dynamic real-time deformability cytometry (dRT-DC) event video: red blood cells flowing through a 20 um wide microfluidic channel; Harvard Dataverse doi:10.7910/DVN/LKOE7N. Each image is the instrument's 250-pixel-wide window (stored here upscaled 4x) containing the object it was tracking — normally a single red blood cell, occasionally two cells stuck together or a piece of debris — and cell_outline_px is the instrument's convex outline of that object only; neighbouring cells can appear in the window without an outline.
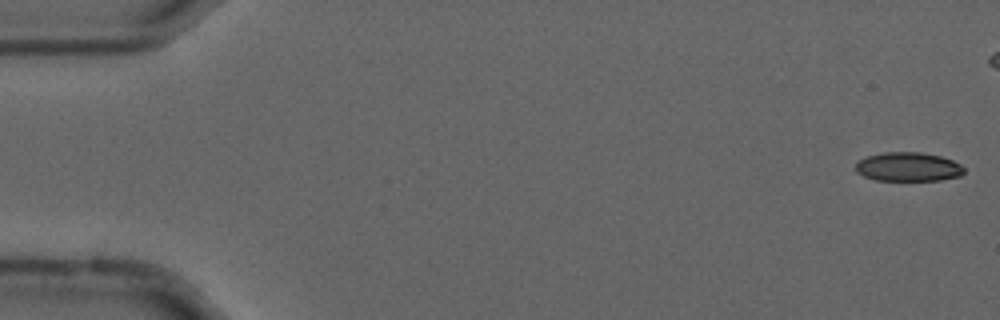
{"species": "common noctule bat (a hibernating species)", "species_latin": "Nyctalus noctula", "temperature_condition": "cold", "stored_images_in_passage": 38, "camera_frame_rate_fps": 3000, "um_per_image_px": 0.085, "animal": {"sex": "male", "forearm_length_mm": 52.5}, "frame": {"image": 1, "passage_image": 1, "time_ms": 0.0, "image_size_px": [1000, 320], "cell_outline_px": [[964, 172], [960, 176], [940, 180], [876, 180], [864, 176], [856, 172], [856, 164], [860, 160], [868, 156], [884, 152], [920, 152], [940, 156], [952, 160], [960, 164], [964, 168]], "centroid_in_image_um": [77.21, 14.18], "position_along_channel_um": 7.8, "area_um2": 18.21}}
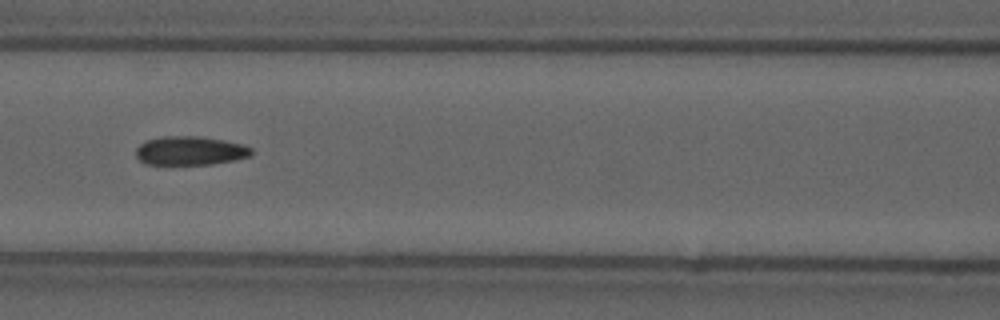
{"frame": {"image": 2, "passage_image": 24, "time_ms": 7.667, "image_size_px": [1000, 320], "cell_outline_px": [[252, 156], [236, 160], [212, 164], [144, 164], [136, 156], [136, 148], [140, 144], [148, 140], [160, 136], [200, 136], [224, 140], [244, 144], [252, 148]], "centroid_in_image_um": [16.2, 12.81], "position_along_channel_um": 150.4, "area_um2": 19.59}}
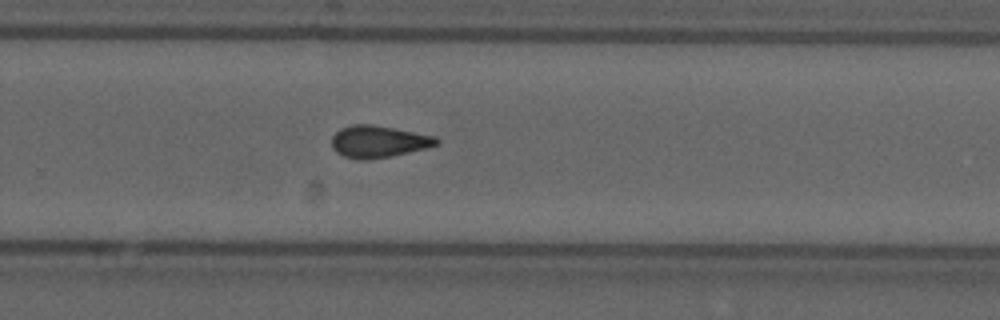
{"frame": {"image": 3, "passage_image": 36, "time_ms": 11.667, "image_size_px": [1000, 320], "cell_outline_px": [[440, 144], [428, 148], [368, 160], [356, 160], [344, 156], [336, 152], [332, 148], [332, 136], [340, 128], [352, 124], [368, 124], [392, 128], [436, 136], [440, 140]], "centroid_in_image_um": [32.16, 12.04], "position_along_channel_um": 297.6, "area_um2": 19.54}}